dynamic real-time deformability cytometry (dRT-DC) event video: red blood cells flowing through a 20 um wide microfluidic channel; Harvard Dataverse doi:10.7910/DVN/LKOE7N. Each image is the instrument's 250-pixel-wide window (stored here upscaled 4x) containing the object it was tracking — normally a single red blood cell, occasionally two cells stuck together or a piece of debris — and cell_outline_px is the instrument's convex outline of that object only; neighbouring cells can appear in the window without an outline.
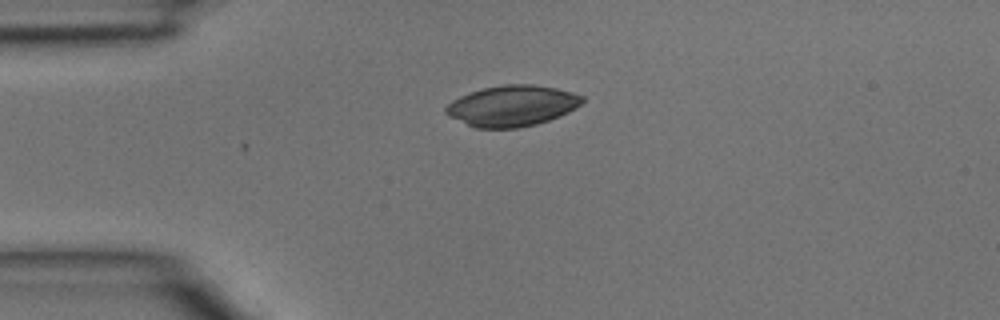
{"species": "common noctule bat (a hibernating species)", "species_latin": "Nyctalus noctula", "temperature_condition": "room temperature", "stored_images_in_passage": 15, "camera_frame_rate_fps": 3000, "um_per_image_px": 0.085, "animal": {"sex": "male", "body_mass_g": 15.6}, "frame": {"image": 1, "passage_image": 1, "time_ms": 0.0, "image_size_px": [1000, 320], "cell_outline_px": [[584, 100], [576, 108], [560, 116], [536, 124], [520, 128], [476, 128], [448, 116], [444, 112], [444, 108], [452, 100], [460, 96], [484, 88], [504, 84], [532, 84], [556, 88], [584, 96]], "centroid_in_image_um": [43.52, 9.0], "position_along_channel_um": 41.5, "area_um2": 32.43}}
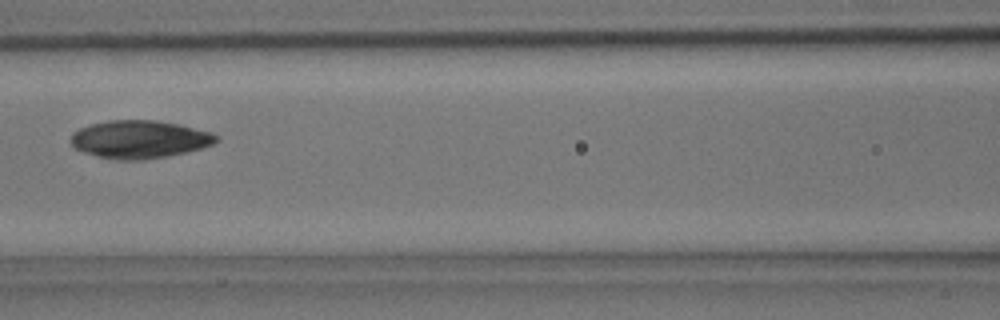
{"frame": {"image": 2, "passage_image": 10, "time_ms": 3.0, "image_size_px": [1000, 320], "cell_outline_px": [[220, 140], [212, 144], [200, 148], [168, 156], [144, 160], [116, 160], [96, 156], [84, 152], [76, 148], [72, 144], [72, 132], [80, 128], [92, 124], [108, 120], [156, 120], [176, 124], [212, 132]], "centroid_in_image_um": [11.85, 11.85], "position_along_channel_um": 154.8, "area_um2": 31.91}}
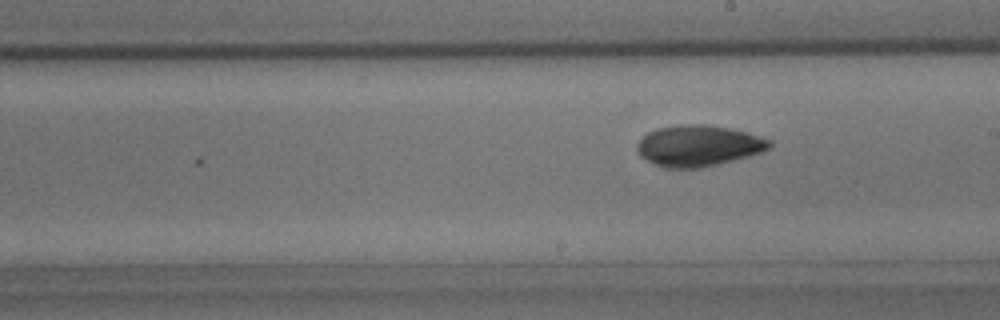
{"frame": {"image": 3, "passage_image": 15, "time_ms": 4.667, "image_size_px": [1000, 320], "cell_outline_px": [[772, 144], [768, 148], [760, 152], [748, 156], [700, 168], [664, 168], [640, 156], [636, 148], [636, 144], [648, 132], [656, 128], [688, 124], [708, 124], [748, 132], [772, 140]], "centroid_in_image_um": [59.36, 12.38], "position_along_channel_um": 229.6, "area_um2": 31.5}}